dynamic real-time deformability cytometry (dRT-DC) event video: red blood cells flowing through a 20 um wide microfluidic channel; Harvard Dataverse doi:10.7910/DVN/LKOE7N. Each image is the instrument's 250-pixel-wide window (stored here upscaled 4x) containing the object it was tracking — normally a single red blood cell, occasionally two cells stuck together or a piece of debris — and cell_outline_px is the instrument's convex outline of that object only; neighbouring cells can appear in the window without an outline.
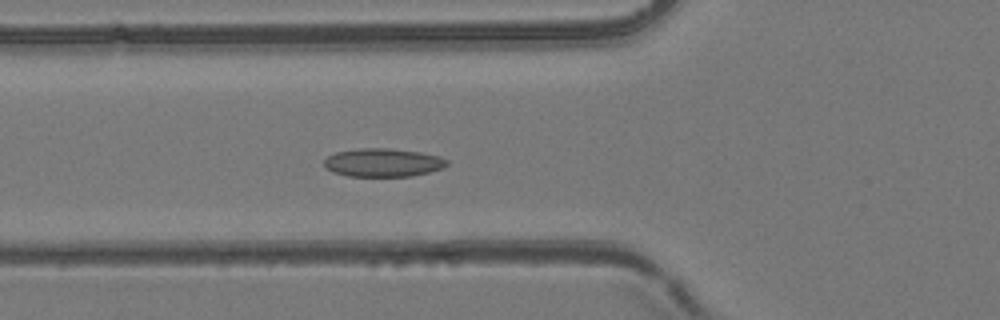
{"species": "common noctule bat (a hibernating species)", "species_latin": "Nyctalus noctula", "temperature_condition": "room temperature", "stored_images_in_passage": 56, "camera_frame_rate_fps": 3000, "um_per_image_px": 0.085, "animal": {"sex": "female", "body_mass_g": 24.6, "forearm_length_mm": 56.2}, "frame": {"image": 1, "passage_image": 20, "time_ms": 6.333, "image_size_px": [1000, 320], "cell_outline_px": [[448, 164], [444, 168], [412, 176], [348, 176], [332, 172], [324, 168], [324, 160], [328, 156], [336, 152], [360, 148], [388, 148], [420, 152], [440, 156], [448, 160]], "centroid_in_image_um": [32.55, 13.82], "position_along_channel_um": 93.2, "area_um2": 20.4}}
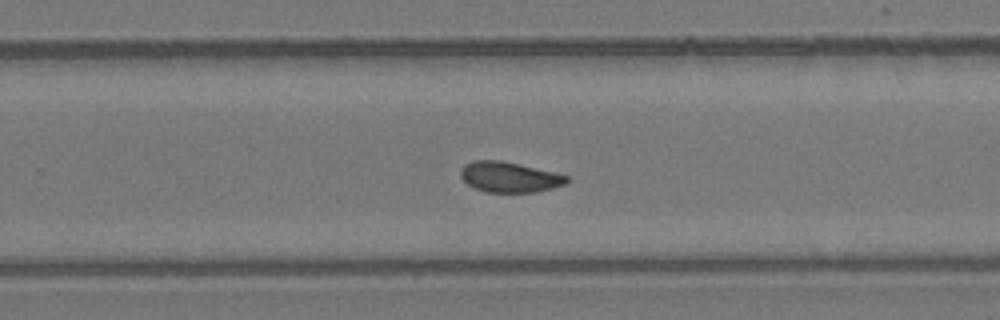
{"frame": {"image": 2, "passage_image": 35, "time_ms": 11.333, "image_size_px": [1000, 320], "cell_outline_px": [[572, 180], [564, 184], [552, 188], [536, 192], [484, 192], [468, 184], [460, 176], [460, 168], [464, 164], [472, 160], [500, 160], [520, 164], [556, 172], [568, 176]], "centroid_in_image_um": [43.31, 15.04], "position_along_channel_um": 286.5, "area_um2": 19.02}}
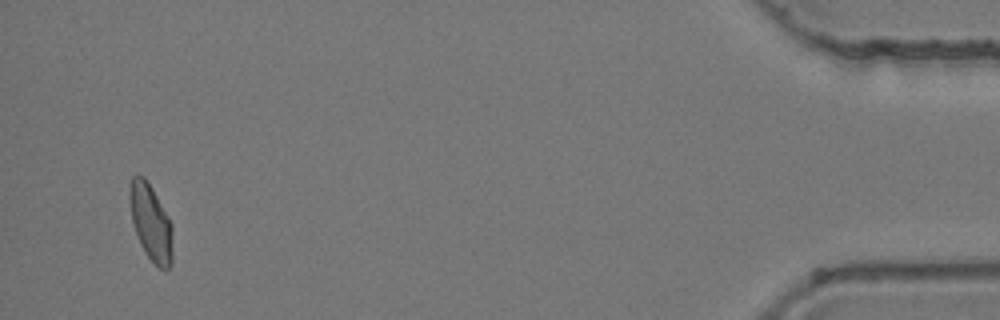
{"frame": {"image": 3, "passage_image": 54, "time_ms": 17.667, "image_size_px": [1000, 320], "cell_outline_px": [[172, 264], [168, 268], [160, 268], [144, 252], [140, 244], [132, 220], [128, 196], [128, 192], [132, 176], [144, 176], [152, 188], [168, 216], [172, 224]], "centroid_in_image_um": [12.81, 18.89], "position_along_channel_um": 422.4, "area_um2": 19.02}, "authors_computed_cell_mechanics": {"area_um2": 19.3341, "velocity_mm_per_s": 3.841, "shape_relaxation_time_tau1_ms": null, "shape_relaxation_time_tau2_ms": 1.7801, "deformation_change_tau1": null, "deformation_change_tau2": 0.0603}}